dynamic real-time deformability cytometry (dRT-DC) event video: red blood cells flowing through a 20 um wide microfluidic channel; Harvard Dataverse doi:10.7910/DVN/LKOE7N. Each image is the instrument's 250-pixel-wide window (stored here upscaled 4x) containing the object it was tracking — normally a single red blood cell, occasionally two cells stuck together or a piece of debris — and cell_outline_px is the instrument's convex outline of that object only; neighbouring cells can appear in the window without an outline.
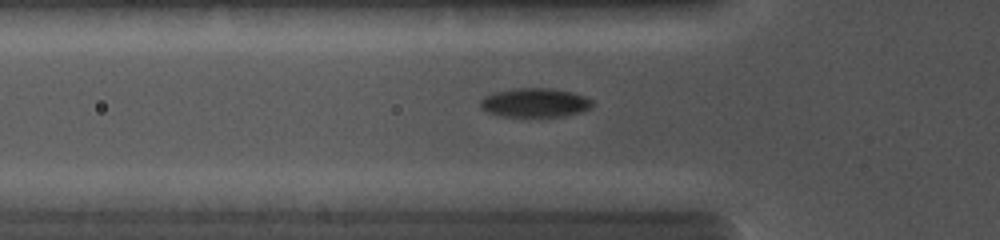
{"species": "common noctule bat (a hibernating species)", "species_latin": "Nyctalus noctula", "temperature_condition": "cold", "stored_images_in_passage": 33, "camera_frame_rate_fps": 5000, "um_per_image_px": 0.085, "animal": {"sex": "female", "body_mass_g": 19.0, "forearm_length_mm": 56.7}, "frame": {"image": 1, "passage_image": 19, "time_ms": 4.4, "image_size_px": [1000, 240], "cell_outline_px": [[592, 108], [580, 112], [564, 116], [504, 116], [488, 112], [480, 108], [480, 100], [484, 96], [496, 92], [516, 88], [552, 88], [572, 92], [584, 96], [592, 100]], "centroid_in_image_um": [45.48, 8.72], "position_along_channel_um": 80.3, "area_um2": 18.84}}
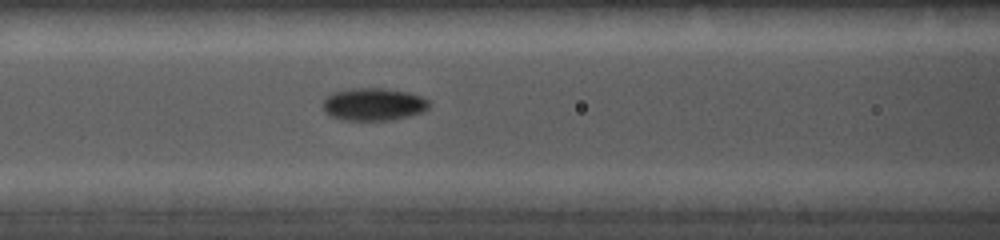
{"frame": {"image": 2, "passage_image": 24, "time_ms": 5.6, "image_size_px": [1000, 240], "cell_outline_px": [[428, 108], [424, 112], [408, 116], [388, 120], [340, 120], [328, 116], [324, 112], [324, 100], [332, 92], [352, 88], [380, 88], [408, 92], [420, 96], [428, 100]], "centroid_in_image_um": [31.72, 8.87], "position_along_channel_um": 134.9, "area_um2": 20.17}}